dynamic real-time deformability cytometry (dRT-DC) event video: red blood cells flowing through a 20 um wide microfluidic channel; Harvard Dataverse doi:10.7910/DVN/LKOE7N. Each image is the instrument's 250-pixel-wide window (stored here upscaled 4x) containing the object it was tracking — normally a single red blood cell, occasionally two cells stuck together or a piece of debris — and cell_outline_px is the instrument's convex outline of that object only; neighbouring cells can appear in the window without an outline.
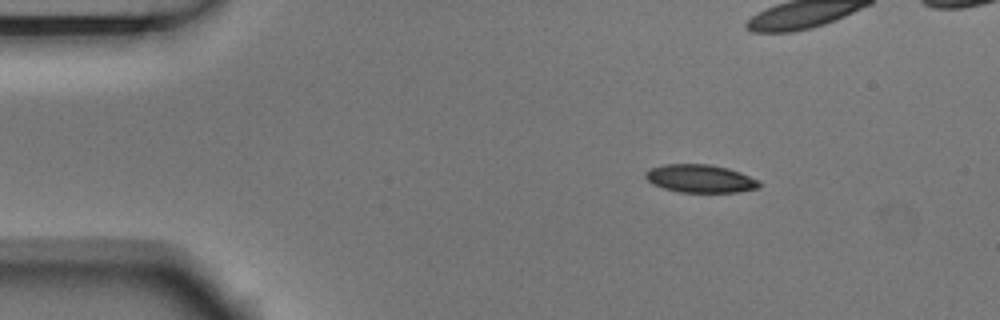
{"species": "Egyptian fruit bat (a non-hibernating species)", "species_latin": "Rousettus aegyptiacus", "temperature_condition": "room temperature", "stored_images_in_passage": 5, "camera_frame_rate_fps": 3000, "um_per_image_px": 0.085, "animal": {"sex": "male"}, "frame": {"image": 1, "passage_image": 2, "time_ms": 0.333, "image_size_px": [1000, 320], "cell_outline_px": [[760, 184], [756, 188], [740, 192], [676, 192], [652, 184], [644, 176], [644, 172], [648, 168], [664, 164], [708, 164], [728, 168], [740, 172], [760, 180]], "centroid_in_image_um": [59.48, 15.17], "position_along_channel_um": 25.5, "area_um2": 18.73}}